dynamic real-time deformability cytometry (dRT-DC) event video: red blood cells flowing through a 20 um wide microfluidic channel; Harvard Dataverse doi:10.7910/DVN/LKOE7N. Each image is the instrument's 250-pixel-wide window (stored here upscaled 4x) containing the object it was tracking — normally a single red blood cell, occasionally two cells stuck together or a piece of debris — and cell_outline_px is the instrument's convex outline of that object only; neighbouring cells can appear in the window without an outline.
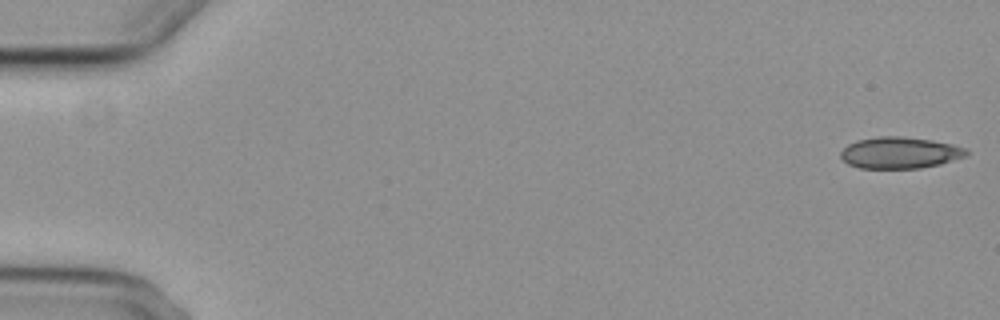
{"species": "common noctule bat (a hibernating species)", "species_latin": "Nyctalus noctula", "temperature_condition": "cold", "stored_images_in_passage": 7, "camera_frame_rate_fps": 3000, "um_per_image_px": 0.085, "animal": {"sex": "female", "body_mass_g": 29.2, "forearm_length_mm": 56.3}, "frame": {"image": 1, "passage_image": 1, "time_ms": 0.0, "image_size_px": [1000, 320], "cell_outline_px": [[968, 156], [940, 164], [920, 168], [860, 168], [848, 164], [840, 156], [840, 152], [848, 144], [856, 140], [880, 136], [900, 136], [932, 140], [952, 144], [968, 148]], "centroid_in_image_um": [76.51, 12.98], "position_along_channel_um": 8.5, "area_um2": 23.18}}
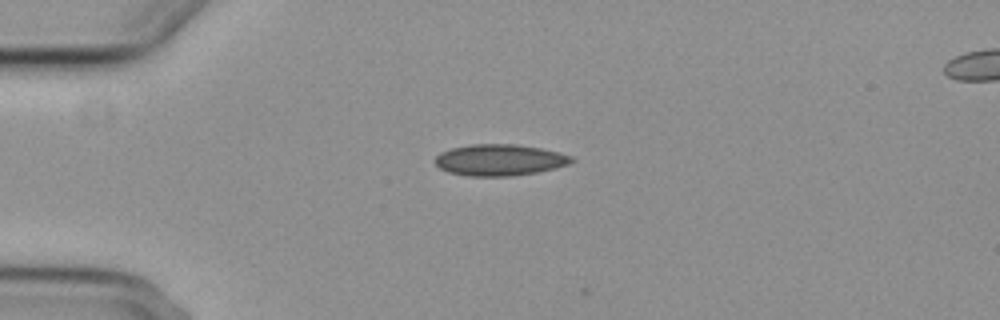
{"frame": {"image": 2, "passage_image": 5, "time_ms": 4.333, "image_size_px": [1000, 320], "cell_outline_px": [[576, 160], [568, 164], [556, 168], [536, 172], [512, 176], [468, 176], [448, 172], [440, 168], [432, 160], [440, 152], [452, 148], [472, 144], [516, 144], [540, 148], [560, 152], [572, 156]], "centroid_in_image_um": [42.46, 13.6], "position_along_channel_um": 42.5, "area_um2": 25.09}}
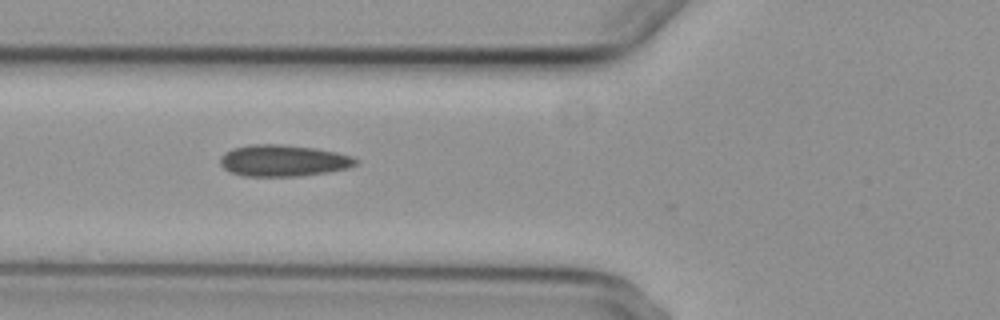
{"frame": {"image": 3, "passage_image": 7, "time_ms": 6.667, "image_size_px": [1000, 320], "cell_outline_px": [[360, 160], [356, 164], [348, 168], [328, 172], [300, 176], [244, 176], [232, 172], [224, 168], [220, 164], [220, 156], [224, 152], [232, 148], [252, 144], [280, 144], [316, 148], [336, 152], [352, 156]], "centroid_in_image_um": [24.08, 13.65], "position_along_channel_um": 101.7, "area_um2": 25.03}}